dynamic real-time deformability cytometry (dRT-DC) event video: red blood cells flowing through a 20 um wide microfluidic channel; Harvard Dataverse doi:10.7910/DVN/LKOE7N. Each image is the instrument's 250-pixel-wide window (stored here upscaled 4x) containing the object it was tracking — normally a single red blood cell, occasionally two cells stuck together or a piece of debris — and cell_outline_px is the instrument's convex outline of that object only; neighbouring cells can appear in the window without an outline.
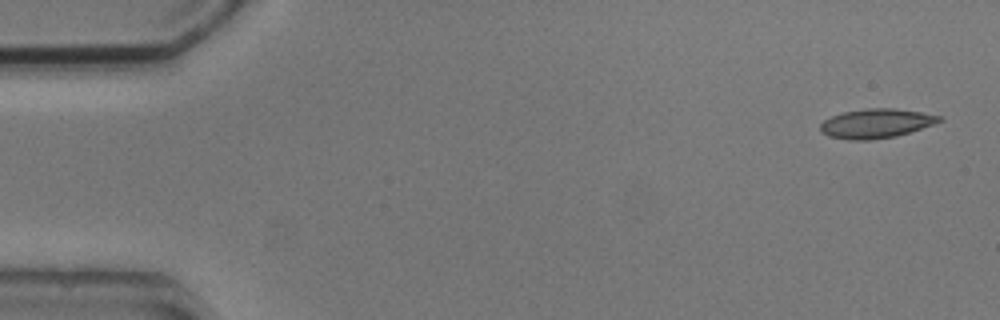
{"species": "common noctule bat (a hibernating species)", "species_latin": "Nyctalus noctula", "temperature_condition": "cold", "stored_images_in_passage": 5, "camera_frame_rate_fps": 3000, "um_per_image_px": 0.085, "animal": {"sex": "male", "body_mass_g": 20.5, "forearm_length_mm": 52.5}, "frame": {"image": 1, "passage_image": 1, "time_ms": 0.0, "image_size_px": [1000, 320], "cell_outline_px": [[944, 120], [896, 136], [872, 140], [848, 140], [828, 136], [820, 132], [820, 124], [824, 120], [832, 116], [844, 112], [868, 108], [892, 108], [920, 112], [940, 116]], "centroid_in_image_um": [74.42, 10.5], "position_along_channel_um": 10.6, "area_um2": 20.11}}